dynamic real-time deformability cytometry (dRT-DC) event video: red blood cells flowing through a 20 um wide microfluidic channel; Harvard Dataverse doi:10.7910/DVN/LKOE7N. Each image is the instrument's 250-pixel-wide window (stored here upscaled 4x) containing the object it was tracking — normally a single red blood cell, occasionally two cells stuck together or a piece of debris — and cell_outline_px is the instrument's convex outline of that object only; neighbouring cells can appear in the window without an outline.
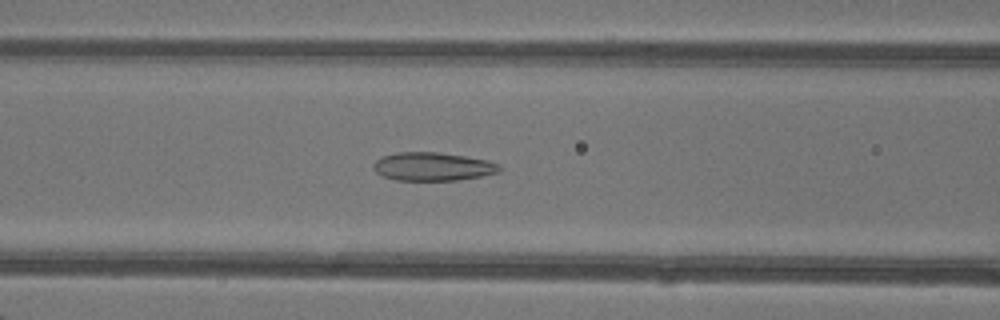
{"species": "common noctule bat (a hibernating species)", "species_latin": "Nyctalus noctula", "temperature_condition": "warm", "stored_images_in_passage": 46, "camera_frame_rate_fps": 3000, "um_per_image_px": 0.085, "animal": {"sex": "female"}, "frame": {"image": 1, "passage_image": 19, "time_ms": 6.0, "image_size_px": [1000, 320], "cell_outline_px": [[500, 172], [480, 176], [456, 180], [396, 180], [384, 176], [376, 172], [372, 168], [372, 164], [376, 160], [384, 156], [396, 152], [440, 152], [488, 160], [500, 164]], "centroid_in_image_um": [36.78, 14.15], "position_along_channel_um": 129.8, "area_um2": 20.81}}
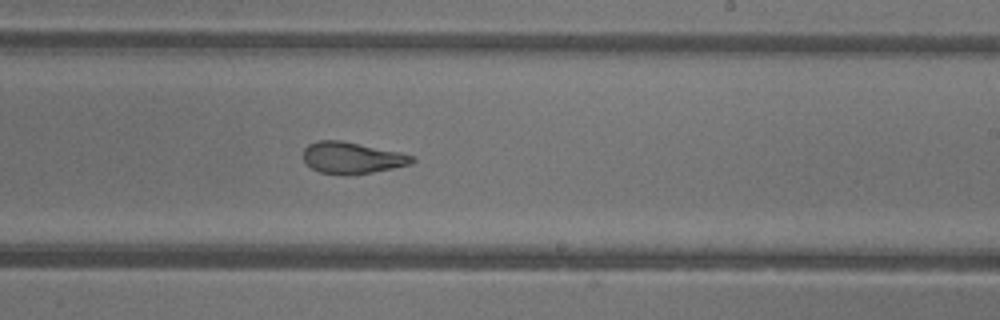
{"frame": {"image": 2, "passage_image": 28, "time_ms": 9.0, "image_size_px": [1000, 320], "cell_outline_px": [[416, 160], [412, 164], [372, 172], [348, 176], [320, 172], [312, 168], [304, 160], [304, 148], [308, 144], [316, 140], [340, 140], [400, 152], [416, 156]], "centroid_in_image_um": [29.94, 13.42], "position_along_channel_um": 259.1, "area_um2": 20.11}}
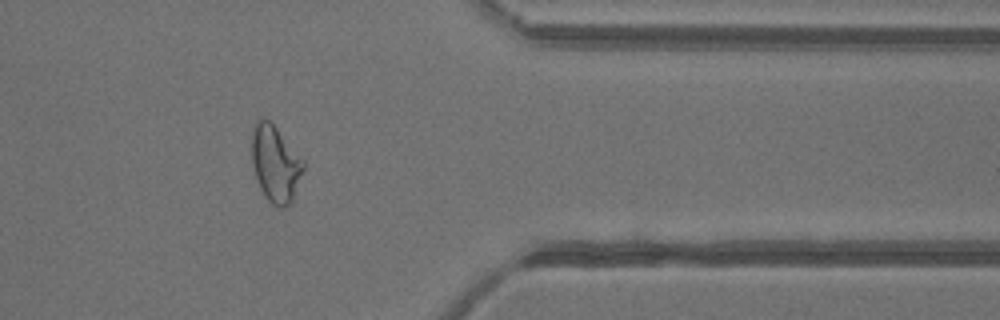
{"frame": {"image": 3, "passage_image": 38, "time_ms": 12.333, "image_size_px": [1000, 320], "cell_outline_px": [[304, 168], [292, 200], [284, 208], [280, 208], [272, 204], [264, 196], [256, 180], [252, 164], [252, 128], [256, 120], [268, 120], [276, 128], [304, 160]], "centroid_in_image_um": [23.39, 13.94], "position_along_channel_um": 388.0, "area_um2": 22.77}, "authors_computed_cell_mechanics": {"area_um2": 23.12, "velocity_mm_per_s": 4.3148, "shape_relaxation_time_tau1_ms": null, "shape_relaxation_time_tau2_ms": 1.4345, "deformation_change_tau1": null, "deformation_change_tau2": 0.087}}